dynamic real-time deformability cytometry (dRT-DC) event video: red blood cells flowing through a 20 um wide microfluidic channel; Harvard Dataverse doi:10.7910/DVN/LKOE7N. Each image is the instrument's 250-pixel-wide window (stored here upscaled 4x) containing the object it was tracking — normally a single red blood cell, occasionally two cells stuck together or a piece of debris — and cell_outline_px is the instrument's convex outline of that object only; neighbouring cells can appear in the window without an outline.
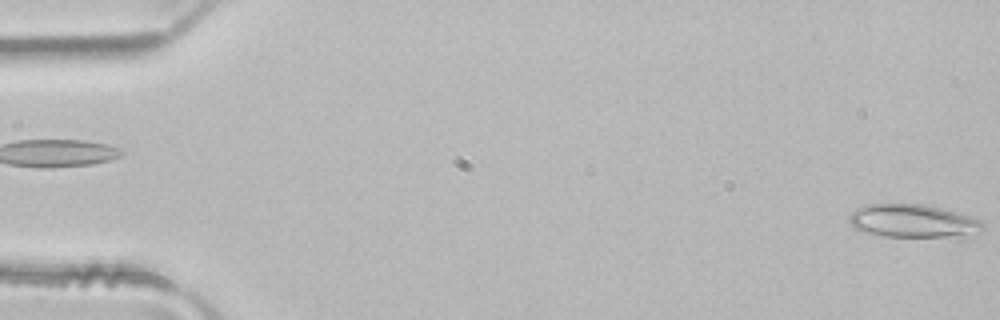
{"species": "common noctule bat (a hibernating species)", "species_latin": "Nyctalus noctula", "temperature_condition": "room temperature", "stored_images_in_passage": 3, "camera_frame_rate_fps": 3000, "um_per_image_px": 0.085, "animal": {"sex": "male", "body_mass_g": 21.5, "forearm_length_mm": 52.0}, "frame": {"image": 1, "passage_image": 3, "time_ms": 0.667, "image_size_px": [1000, 320], "cell_outline_px": [[984, 228], [968, 240], [956, 240], [884, 236], [868, 232], [856, 228], [848, 224], [848, 216], [856, 208], [864, 204], [920, 204], [940, 208], [956, 212], [980, 220], [984, 224]], "centroid_in_image_um": [77.72, 18.85], "position_along_channel_um": 7.3, "area_um2": 27.11}}